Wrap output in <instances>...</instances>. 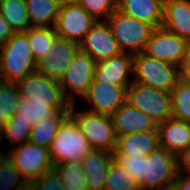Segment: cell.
Here are the masks:
<instances>
[{
    "mask_svg": "<svg viewBox=\"0 0 190 190\" xmlns=\"http://www.w3.org/2000/svg\"><path fill=\"white\" fill-rule=\"evenodd\" d=\"M106 22L123 53L143 52L155 29L152 25L126 15L118 9L106 19Z\"/></svg>",
    "mask_w": 190,
    "mask_h": 190,
    "instance_id": "4",
    "label": "cell"
},
{
    "mask_svg": "<svg viewBox=\"0 0 190 190\" xmlns=\"http://www.w3.org/2000/svg\"><path fill=\"white\" fill-rule=\"evenodd\" d=\"M139 188L130 173L114 159L110 163L104 190H138Z\"/></svg>",
    "mask_w": 190,
    "mask_h": 190,
    "instance_id": "32",
    "label": "cell"
},
{
    "mask_svg": "<svg viewBox=\"0 0 190 190\" xmlns=\"http://www.w3.org/2000/svg\"><path fill=\"white\" fill-rule=\"evenodd\" d=\"M2 143V140H1V128H0V145Z\"/></svg>",
    "mask_w": 190,
    "mask_h": 190,
    "instance_id": "45",
    "label": "cell"
},
{
    "mask_svg": "<svg viewBox=\"0 0 190 190\" xmlns=\"http://www.w3.org/2000/svg\"><path fill=\"white\" fill-rule=\"evenodd\" d=\"M0 14L14 33L25 32L30 27L25 0H0Z\"/></svg>",
    "mask_w": 190,
    "mask_h": 190,
    "instance_id": "26",
    "label": "cell"
},
{
    "mask_svg": "<svg viewBox=\"0 0 190 190\" xmlns=\"http://www.w3.org/2000/svg\"><path fill=\"white\" fill-rule=\"evenodd\" d=\"M79 49L89 54L96 63L122 53L106 21H97L79 43Z\"/></svg>",
    "mask_w": 190,
    "mask_h": 190,
    "instance_id": "14",
    "label": "cell"
},
{
    "mask_svg": "<svg viewBox=\"0 0 190 190\" xmlns=\"http://www.w3.org/2000/svg\"><path fill=\"white\" fill-rule=\"evenodd\" d=\"M70 107H49L47 104L30 103V100L21 97L18 103L17 113L20 117L30 122L33 126L47 118L54 117L60 112H69Z\"/></svg>",
    "mask_w": 190,
    "mask_h": 190,
    "instance_id": "27",
    "label": "cell"
},
{
    "mask_svg": "<svg viewBox=\"0 0 190 190\" xmlns=\"http://www.w3.org/2000/svg\"><path fill=\"white\" fill-rule=\"evenodd\" d=\"M69 115L83 132L93 150H104L114 153L117 136L111 116L78 110L76 104H71Z\"/></svg>",
    "mask_w": 190,
    "mask_h": 190,
    "instance_id": "3",
    "label": "cell"
},
{
    "mask_svg": "<svg viewBox=\"0 0 190 190\" xmlns=\"http://www.w3.org/2000/svg\"><path fill=\"white\" fill-rule=\"evenodd\" d=\"M160 147L157 130L138 132L117 137L113 155H149Z\"/></svg>",
    "mask_w": 190,
    "mask_h": 190,
    "instance_id": "21",
    "label": "cell"
},
{
    "mask_svg": "<svg viewBox=\"0 0 190 190\" xmlns=\"http://www.w3.org/2000/svg\"><path fill=\"white\" fill-rule=\"evenodd\" d=\"M179 79L190 84V42H188L186 53L179 66Z\"/></svg>",
    "mask_w": 190,
    "mask_h": 190,
    "instance_id": "37",
    "label": "cell"
},
{
    "mask_svg": "<svg viewBox=\"0 0 190 190\" xmlns=\"http://www.w3.org/2000/svg\"><path fill=\"white\" fill-rule=\"evenodd\" d=\"M179 80V67L146 55L133 54V82L171 92Z\"/></svg>",
    "mask_w": 190,
    "mask_h": 190,
    "instance_id": "5",
    "label": "cell"
},
{
    "mask_svg": "<svg viewBox=\"0 0 190 190\" xmlns=\"http://www.w3.org/2000/svg\"><path fill=\"white\" fill-rule=\"evenodd\" d=\"M96 61L80 49L75 54L68 70L59 81L64 97L70 104H77V96L84 97L95 72Z\"/></svg>",
    "mask_w": 190,
    "mask_h": 190,
    "instance_id": "9",
    "label": "cell"
},
{
    "mask_svg": "<svg viewBox=\"0 0 190 190\" xmlns=\"http://www.w3.org/2000/svg\"><path fill=\"white\" fill-rule=\"evenodd\" d=\"M160 190H179V188H178L177 185L174 183V184H172V185L165 186V187L161 188Z\"/></svg>",
    "mask_w": 190,
    "mask_h": 190,
    "instance_id": "43",
    "label": "cell"
},
{
    "mask_svg": "<svg viewBox=\"0 0 190 190\" xmlns=\"http://www.w3.org/2000/svg\"><path fill=\"white\" fill-rule=\"evenodd\" d=\"M114 159L135 179L138 185L144 179L145 155H114Z\"/></svg>",
    "mask_w": 190,
    "mask_h": 190,
    "instance_id": "35",
    "label": "cell"
},
{
    "mask_svg": "<svg viewBox=\"0 0 190 190\" xmlns=\"http://www.w3.org/2000/svg\"><path fill=\"white\" fill-rule=\"evenodd\" d=\"M126 102L147 114L156 124L172 118L170 92L132 82L126 89Z\"/></svg>",
    "mask_w": 190,
    "mask_h": 190,
    "instance_id": "6",
    "label": "cell"
},
{
    "mask_svg": "<svg viewBox=\"0 0 190 190\" xmlns=\"http://www.w3.org/2000/svg\"><path fill=\"white\" fill-rule=\"evenodd\" d=\"M117 9L154 28L162 26L164 3L161 0H117Z\"/></svg>",
    "mask_w": 190,
    "mask_h": 190,
    "instance_id": "22",
    "label": "cell"
},
{
    "mask_svg": "<svg viewBox=\"0 0 190 190\" xmlns=\"http://www.w3.org/2000/svg\"><path fill=\"white\" fill-rule=\"evenodd\" d=\"M21 97L30 103L47 104L49 107H71L64 97L59 81L33 71L17 82Z\"/></svg>",
    "mask_w": 190,
    "mask_h": 190,
    "instance_id": "7",
    "label": "cell"
},
{
    "mask_svg": "<svg viewBox=\"0 0 190 190\" xmlns=\"http://www.w3.org/2000/svg\"><path fill=\"white\" fill-rule=\"evenodd\" d=\"M78 4L97 21H106L117 9V0H79Z\"/></svg>",
    "mask_w": 190,
    "mask_h": 190,
    "instance_id": "34",
    "label": "cell"
},
{
    "mask_svg": "<svg viewBox=\"0 0 190 190\" xmlns=\"http://www.w3.org/2000/svg\"><path fill=\"white\" fill-rule=\"evenodd\" d=\"M159 144L171 154L178 156L190 147V122L170 118L157 124Z\"/></svg>",
    "mask_w": 190,
    "mask_h": 190,
    "instance_id": "18",
    "label": "cell"
},
{
    "mask_svg": "<svg viewBox=\"0 0 190 190\" xmlns=\"http://www.w3.org/2000/svg\"><path fill=\"white\" fill-rule=\"evenodd\" d=\"M178 172L190 175V147L177 156Z\"/></svg>",
    "mask_w": 190,
    "mask_h": 190,
    "instance_id": "38",
    "label": "cell"
},
{
    "mask_svg": "<svg viewBox=\"0 0 190 190\" xmlns=\"http://www.w3.org/2000/svg\"><path fill=\"white\" fill-rule=\"evenodd\" d=\"M129 86H115L92 80L87 94L83 97L91 106L90 112L111 116L125 101Z\"/></svg>",
    "mask_w": 190,
    "mask_h": 190,
    "instance_id": "15",
    "label": "cell"
},
{
    "mask_svg": "<svg viewBox=\"0 0 190 190\" xmlns=\"http://www.w3.org/2000/svg\"><path fill=\"white\" fill-rule=\"evenodd\" d=\"M59 7L66 6V5H74L78 4L79 0H56Z\"/></svg>",
    "mask_w": 190,
    "mask_h": 190,
    "instance_id": "41",
    "label": "cell"
},
{
    "mask_svg": "<svg viewBox=\"0 0 190 190\" xmlns=\"http://www.w3.org/2000/svg\"><path fill=\"white\" fill-rule=\"evenodd\" d=\"M6 158H7V150L2 152V150L0 149V167L2 166V163L5 161Z\"/></svg>",
    "mask_w": 190,
    "mask_h": 190,
    "instance_id": "42",
    "label": "cell"
},
{
    "mask_svg": "<svg viewBox=\"0 0 190 190\" xmlns=\"http://www.w3.org/2000/svg\"><path fill=\"white\" fill-rule=\"evenodd\" d=\"M29 190H65L58 173L51 169L29 184Z\"/></svg>",
    "mask_w": 190,
    "mask_h": 190,
    "instance_id": "36",
    "label": "cell"
},
{
    "mask_svg": "<svg viewBox=\"0 0 190 190\" xmlns=\"http://www.w3.org/2000/svg\"><path fill=\"white\" fill-rule=\"evenodd\" d=\"M138 190H154V189L139 188Z\"/></svg>",
    "mask_w": 190,
    "mask_h": 190,
    "instance_id": "44",
    "label": "cell"
},
{
    "mask_svg": "<svg viewBox=\"0 0 190 190\" xmlns=\"http://www.w3.org/2000/svg\"><path fill=\"white\" fill-rule=\"evenodd\" d=\"M69 116V112L57 113L52 118L44 119L32 126L29 141L38 146L50 148L60 124Z\"/></svg>",
    "mask_w": 190,
    "mask_h": 190,
    "instance_id": "24",
    "label": "cell"
},
{
    "mask_svg": "<svg viewBox=\"0 0 190 190\" xmlns=\"http://www.w3.org/2000/svg\"><path fill=\"white\" fill-rule=\"evenodd\" d=\"M111 118L117 137L157 130V124L151 117L126 101L111 115Z\"/></svg>",
    "mask_w": 190,
    "mask_h": 190,
    "instance_id": "17",
    "label": "cell"
},
{
    "mask_svg": "<svg viewBox=\"0 0 190 190\" xmlns=\"http://www.w3.org/2000/svg\"><path fill=\"white\" fill-rule=\"evenodd\" d=\"M114 160L111 152L92 150L81 160L88 190H104L110 163Z\"/></svg>",
    "mask_w": 190,
    "mask_h": 190,
    "instance_id": "19",
    "label": "cell"
},
{
    "mask_svg": "<svg viewBox=\"0 0 190 190\" xmlns=\"http://www.w3.org/2000/svg\"><path fill=\"white\" fill-rule=\"evenodd\" d=\"M175 184L179 190H190V175L178 172Z\"/></svg>",
    "mask_w": 190,
    "mask_h": 190,
    "instance_id": "40",
    "label": "cell"
},
{
    "mask_svg": "<svg viewBox=\"0 0 190 190\" xmlns=\"http://www.w3.org/2000/svg\"><path fill=\"white\" fill-rule=\"evenodd\" d=\"M52 49L54 52L50 56L45 55L36 60L35 71L60 81L79 50V44L57 36Z\"/></svg>",
    "mask_w": 190,
    "mask_h": 190,
    "instance_id": "13",
    "label": "cell"
},
{
    "mask_svg": "<svg viewBox=\"0 0 190 190\" xmlns=\"http://www.w3.org/2000/svg\"><path fill=\"white\" fill-rule=\"evenodd\" d=\"M187 45L186 39L159 27L153 30L143 52L150 57L179 67L186 53Z\"/></svg>",
    "mask_w": 190,
    "mask_h": 190,
    "instance_id": "12",
    "label": "cell"
},
{
    "mask_svg": "<svg viewBox=\"0 0 190 190\" xmlns=\"http://www.w3.org/2000/svg\"><path fill=\"white\" fill-rule=\"evenodd\" d=\"M170 94L172 118L190 122V84L179 79Z\"/></svg>",
    "mask_w": 190,
    "mask_h": 190,
    "instance_id": "31",
    "label": "cell"
},
{
    "mask_svg": "<svg viewBox=\"0 0 190 190\" xmlns=\"http://www.w3.org/2000/svg\"><path fill=\"white\" fill-rule=\"evenodd\" d=\"M65 190H88L81 161L54 165Z\"/></svg>",
    "mask_w": 190,
    "mask_h": 190,
    "instance_id": "30",
    "label": "cell"
},
{
    "mask_svg": "<svg viewBox=\"0 0 190 190\" xmlns=\"http://www.w3.org/2000/svg\"><path fill=\"white\" fill-rule=\"evenodd\" d=\"M20 98L17 83L0 80V128L17 112Z\"/></svg>",
    "mask_w": 190,
    "mask_h": 190,
    "instance_id": "29",
    "label": "cell"
},
{
    "mask_svg": "<svg viewBox=\"0 0 190 190\" xmlns=\"http://www.w3.org/2000/svg\"><path fill=\"white\" fill-rule=\"evenodd\" d=\"M93 148L69 115L61 124L49 148L53 165L79 162Z\"/></svg>",
    "mask_w": 190,
    "mask_h": 190,
    "instance_id": "2",
    "label": "cell"
},
{
    "mask_svg": "<svg viewBox=\"0 0 190 190\" xmlns=\"http://www.w3.org/2000/svg\"><path fill=\"white\" fill-rule=\"evenodd\" d=\"M30 27H54L59 5L56 0H25Z\"/></svg>",
    "mask_w": 190,
    "mask_h": 190,
    "instance_id": "23",
    "label": "cell"
},
{
    "mask_svg": "<svg viewBox=\"0 0 190 190\" xmlns=\"http://www.w3.org/2000/svg\"><path fill=\"white\" fill-rule=\"evenodd\" d=\"M93 79L115 86H129L133 82V54L122 52L96 63Z\"/></svg>",
    "mask_w": 190,
    "mask_h": 190,
    "instance_id": "16",
    "label": "cell"
},
{
    "mask_svg": "<svg viewBox=\"0 0 190 190\" xmlns=\"http://www.w3.org/2000/svg\"><path fill=\"white\" fill-rule=\"evenodd\" d=\"M96 22L81 5H66L59 8L54 29L59 37L79 44Z\"/></svg>",
    "mask_w": 190,
    "mask_h": 190,
    "instance_id": "11",
    "label": "cell"
},
{
    "mask_svg": "<svg viewBox=\"0 0 190 190\" xmlns=\"http://www.w3.org/2000/svg\"><path fill=\"white\" fill-rule=\"evenodd\" d=\"M177 174V156L159 147L149 155H145L144 179L139 187L160 190L174 184Z\"/></svg>",
    "mask_w": 190,
    "mask_h": 190,
    "instance_id": "10",
    "label": "cell"
},
{
    "mask_svg": "<svg viewBox=\"0 0 190 190\" xmlns=\"http://www.w3.org/2000/svg\"><path fill=\"white\" fill-rule=\"evenodd\" d=\"M161 27L190 42V0L164 2Z\"/></svg>",
    "mask_w": 190,
    "mask_h": 190,
    "instance_id": "20",
    "label": "cell"
},
{
    "mask_svg": "<svg viewBox=\"0 0 190 190\" xmlns=\"http://www.w3.org/2000/svg\"><path fill=\"white\" fill-rule=\"evenodd\" d=\"M32 126L29 121L20 117V113H15L10 120L1 127V140H7L9 146L7 149L13 148V146L22 145L29 141L30 131ZM12 146V147H11Z\"/></svg>",
    "mask_w": 190,
    "mask_h": 190,
    "instance_id": "28",
    "label": "cell"
},
{
    "mask_svg": "<svg viewBox=\"0 0 190 190\" xmlns=\"http://www.w3.org/2000/svg\"><path fill=\"white\" fill-rule=\"evenodd\" d=\"M0 190H29V184L8 157L0 167Z\"/></svg>",
    "mask_w": 190,
    "mask_h": 190,
    "instance_id": "33",
    "label": "cell"
},
{
    "mask_svg": "<svg viewBox=\"0 0 190 190\" xmlns=\"http://www.w3.org/2000/svg\"><path fill=\"white\" fill-rule=\"evenodd\" d=\"M6 150L8 159L15 165L28 184L54 167L49 149L30 141Z\"/></svg>",
    "mask_w": 190,
    "mask_h": 190,
    "instance_id": "8",
    "label": "cell"
},
{
    "mask_svg": "<svg viewBox=\"0 0 190 190\" xmlns=\"http://www.w3.org/2000/svg\"><path fill=\"white\" fill-rule=\"evenodd\" d=\"M35 66L25 32L14 33L0 46V80L17 83L35 71Z\"/></svg>",
    "mask_w": 190,
    "mask_h": 190,
    "instance_id": "1",
    "label": "cell"
},
{
    "mask_svg": "<svg viewBox=\"0 0 190 190\" xmlns=\"http://www.w3.org/2000/svg\"><path fill=\"white\" fill-rule=\"evenodd\" d=\"M14 34L8 22L0 14V46Z\"/></svg>",
    "mask_w": 190,
    "mask_h": 190,
    "instance_id": "39",
    "label": "cell"
},
{
    "mask_svg": "<svg viewBox=\"0 0 190 190\" xmlns=\"http://www.w3.org/2000/svg\"><path fill=\"white\" fill-rule=\"evenodd\" d=\"M25 33L35 60L54 52L52 43L58 36L54 27H29Z\"/></svg>",
    "mask_w": 190,
    "mask_h": 190,
    "instance_id": "25",
    "label": "cell"
}]
</instances>
